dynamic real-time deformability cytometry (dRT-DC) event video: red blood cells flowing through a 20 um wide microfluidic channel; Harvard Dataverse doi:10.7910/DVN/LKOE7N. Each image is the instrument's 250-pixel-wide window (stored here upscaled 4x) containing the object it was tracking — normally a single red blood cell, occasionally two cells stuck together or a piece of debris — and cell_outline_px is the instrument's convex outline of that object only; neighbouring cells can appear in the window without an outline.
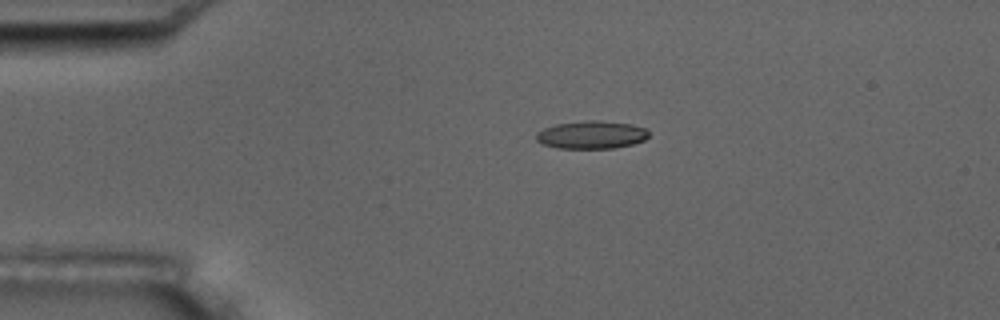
{"species": "common noctule bat (a hibernating species)", "species_latin": "Nyctalus noctula", "temperature_condition": "room temperature", "stored_images_in_passage": 2, "camera_frame_rate_fps": 3000, "um_per_image_px": 0.085, "animal": {"sex": "male", "body_mass_g": 17.5, "forearm_length_mm": 52.3}, "frame": {"image": 1, "passage_image": 1, "time_ms": 0.0, "image_size_px": [1000, 320], "cell_outline_px": [[648, 136], [644, 140], [632, 144], [612, 148], [556, 148], [544, 144], [536, 140], [536, 132], [544, 128], [556, 124], [588, 120], [596, 120], [628, 124], [644, 128], [648, 132]], "centroid_in_image_um": [50.23, 11.46], "position_along_channel_um": 34.8, "area_um2": 18.03}}